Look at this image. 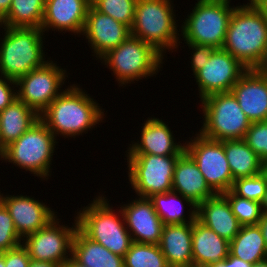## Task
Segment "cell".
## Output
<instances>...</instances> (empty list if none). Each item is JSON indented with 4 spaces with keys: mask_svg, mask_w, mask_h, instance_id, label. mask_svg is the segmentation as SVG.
<instances>
[{
    "mask_svg": "<svg viewBox=\"0 0 267 267\" xmlns=\"http://www.w3.org/2000/svg\"><path fill=\"white\" fill-rule=\"evenodd\" d=\"M232 94L251 123L267 121V78L248 69L233 85Z\"/></svg>",
    "mask_w": 267,
    "mask_h": 267,
    "instance_id": "ac0fdd59",
    "label": "cell"
},
{
    "mask_svg": "<svg viewBox=\"0 0 267 267\" xmlns=\"http://www.w3.org/2000/svg\"><path fill=\"white\" fill-rule=\"evenodd\" d=\"M189 48L194 50L192 53L191 58V66L193 70V74L195 75L200 69L203 68V66L206 64V62L209 60V57L214 47L210 45H204V44H190L186 43Z\"/></svg>",
    "mask_w": 267,
    "mask_h": 267,
    "instance_id": "74e56055",
    "label": "cell"
},
{
    "mask_svg": "<svg viewBox=\"0 0 267 267\" xmlns=\"http://www.w3.org/2000/svg\"><path fill=\"white\" fill-rule=\"evenodd\" d=\"M230 242L205 226L198 219L192 226L193 263L212 264L229 256Z\"/></svg>",
    "mask_w": 267,
    "mask_h": 267,
    "instance_id": "cb8c5ba5",
    "label": "cell"
},
{
    "mask_svg": "<svg viewBox=\"0 0 267 267\" xmlns=\"http://www.w3.org/2000/svg\"><path fill=\"white\" fill-rule=\"evenodd\" d=\"M229 267H252V264L229 254Z\"/></svg>",
    "mask_w": 267,
    "mask_h": 267,
    "instance_id": "60d3db41",
    "label": "cell"
},
{
    "mask_svg": "<svg viewBox=\"0 0 267 267\" xmlns=\"http://www.w3.org/2000/svg\"><path fill=\"white\" fill-rule=\"evenodd\" d=\"M231 190L237 196L261 203L267 191V173L263 170L257 175L234 180Z\"/></svg>",
    "mask_w": 267,
    "mask_h": 267,
    "instance_id": "836d02e7",
    "label": "cell"
},
{
    "mask_svg": "<svg viewBox=\"0 0 267 267\" xmlns=\"http://www.w3.org/2000/svg\"><path fill=\"white\" fill-rule=\"evenodd\" d=\"M149 200L152 202L156 213L164 225L193 223L197 219V206L190 199L173 190L166 193L154 194L149 197ZM182 201L186 202L191 209L188 220L183 214L185 207Z\"/></svg>",
    "mask_w": 267,
    "mask_h": 267,
    "instance_id": "f1b7e54d",
    "label": "cell"
},
{
    "mask_svg": "<svg viewBox=\"0 0 267 267\" xmlns=\"http://www.w3.org/2000/svg\"><path fill=\"white\" fill-rule=\"evenodd\" d=\"M234 180L251 177L264 170V163L244 139L222 140Z\"/></svg>",
    "mask_w": 267,
    "mask_h": 267,
    "instance_id": "4316f807",
    "label": "cell"
},
{
    "mask_svg": "<svg viewBox=\"0 0 267 267\" xmlns=\"http://www.w3.org/2000/svg\"><path fill=\"white\" fill-rule=\"evenodd\" d=\"M258 225L261 228L262 236L265 240V244L267 247V214H265V213L262 214V218L259 221Z\"/></svg>",
    "mask_w": 267,
    "mask_h": 267,
    "instance_id": "ee69618b",
    "label": "cell"
},
{
    "mask_svg": "<svg viewBox=\"0 0 267 267\" xmlns=\"http://www.w3.org/2000/svg\"><path fill=\"white\" fill-rule=\"evenodd\" d=\"M200 101L204 121L199 133L203 137L216 141L244 139L251 122L232 92L214 93Z\"/></svg>",
    "mask_w": 267,
    "mask_h": 267,
    "instance_id": "ba28073f",
    "label": "cell"
},
{
    "mask_svg": "<svg viewBox=\"0 0 267 267\" xmlns=\"http://www.w3.org/2000/svg\"><path fill=\"white\" fill-rule=\"evenodd\" d=\"M261 209H262V213L267 214V191H266V194L264 195V198L261 202Z\"/></svg>",
    "mask_w": 267,
    "mask_h": 267,
    "instance_id": "c3c4849f",
    "label": "cell"
},
{
    "mask_svg": "<svg viewBox=\"0 0 267 267\" xmlns=\"http://www.w3.org/2000/svg\"><path fill=\"white\" fill-rule=\"evenodd\" d=\"M90 4L91 0H45L42 31L51 28L54 31L65 30L80 35L84 29Z\"/></svg>",
    "mask_w": 267,
    "mask_h": 267,
    "instance_id": "d6986e66",
    "label": "cell"
},
{
    "mask_svg": "<svg viewBox=\"0 0 267 267\" xmlns=\"http://www.w3.org/2000/svg\"><path fill=\"white\" fill-rule=\"evenodd\" d=\"M12 0H0V22L4 16L8 13L11 7Z\"/></svg>",
    "mask_w": 267,
    "mask_h": 267,
    "instance_id": "b9f144b4",
    "label": "cell"
},
{
    "mask_svg": "<svg viewBox=\"0 0 267 267\" xmlns=\"http://www.w3.org/2000/svg\"><path fill=\"white\" fill-rule=\"evenodd\" d=\"M211 265L212 267H229V256L225 258L223 261L212 263Z\"/></svg>",
    "mask_w": 267,
    "mask_h": 267,
    "instance_id": "7dc6e473",
    "label": "cell"
},
{
    "mask_svg": "<svg viewBox=\"0 0 267 267\" xmlns=\"http://www.w3.org/2000/svg\"><path fill=\"white\" fill-rule=\"evenodd\" d=\"M0 267H5L3 252L0 253Z\"/></svg>",
    "mask_w": 267,
    "mask_h": 267,
    "instance_id": "816d5d0a",
    "label": "cell"
},
{
    "mask_svg": "<svg viewBox=\"0 0 267 267\" xmlns=\"http://www.w3.org/2000/svg\"><path fill=\"white\" fill-rule=\"evenodd\" d=\"M88 39L97 59L117 47L131 35V28L100 11L92 4L87 10L82 35Z\"/></svg>",
    "mask_w": 267,
    "mask_h": 267,
    "instance_id": "9a60e30c",
    "label": "cell"
},
{
    "mask_svg": "<svg viewBox=\"0 0 267 267\" xmlns=\"http://www.w3.org/2000/svg\"><path fill=\"white\" fill-rule=\"evenodd\" d=\"M44 11L45 0H12L1 27L41 28Z\"/></svg>",
    "mask_w": 267,
    "mask_h": 267,
    "instance_id": "f546056e",
    "label": "cell"
},
{
    "mask_svg": "<svg viewBox=\"0 0 267 267\" xmlns=\"http://www.w3.org/2000/svg\"><path fill=\"white\" fill-rule=\"evenodd\" d=\"M29 267H62L60 264L52 263L49 261H36L31 260Z\"/></svg>",
    "mask_w": 267,
    "mask_h": 267,
    "instance_id": "7bdbcfd3",
    "label": "cell"
},
{
    "mask_svg": "<svg viewBox=\"0 0 267 267\" xmlns=\"http://www.w3.org/2000/svg\"><path fill=\"white\" fill-rule=\"evenodd\" d=\"M163 56L153 46L130 35L100 60L112 69L121 86L158 73ZM157 72V73H156Z\"/></svg>",
    "mask_w": 267,
    "mask_h": 267,
    "instance_id": "8992f818",
    "label": "cell"
},
{
    "mask_svg": "<svg viewBox=\"0 0 267 267\" xmlns=\"http://www.w3.org/2000/svg\"><path fill=\"white\" fill-rule=\"evenodd\" d=\"M125 267H169L160 246L132 242L124 257Z\"/></svg>",
    "mask_w": 267,
    "mask_h": 267,
    "instance_id": "4dcf8cb0",
    "label": "cell"
},
{
    "mask_svg": "<svg viewBox=\"0 0 267 267\" xmlns=\"http://www.w3.org/2000/svg\"><path fill=\"white\" fill-rule=\"evenodd\" d=\"M56 137L39 119L20 138L0 152V159L13 163L40 178L49 177Z\"/></svg>",
    "mask_w": 267,
    "mask_h": 267,
    "instance_id": "52a82bcc",
    "label": "cell"
},
{
    "mask_svg": "<svg viewBox=\"0 0 267 267\" xmlns=\"http://www.w3.org/2000/svg\"><path fill=\"white\" fill-rule=\"evenodd\" d=\"M253 70L257 74L267 78V47H266L265 51L263 52V55H262L260 61L255 65Z\"/></svg>",
    "mask_w": 267,
    "mask_h": 267,
    "instance_id": "ab89813d",
    "label": "cell"
},
{
    "mask_svg": "<svg viewBox=\"0 0 267 267\" xmlns=\"http://www.w3.org/2000/svg\"><path fill=\"white\" fill-rule=\"evenodd\" d=\"M14 85L16 86V81L0 77V112L17 99V90L11 89L15 87Z\"/></svg>",
    "mask_w": 267,
    "mask_h": 267,
    "instance_id": "f35d334b",
    "label": "cell"
},
{
    "mask_svg": "<svg viewBox=\"0 0 267 267\" xmlns=\"http://www.w3.org/2000/svg\"><path fill=\"white\" fill-rule=\"evenodd\" d=\"M120 208L133 242L160 244L164 224L149 198H135Z\"/></svg>",
    "mask_w": 267,
    "mask_h": 267,
    "instance_id": "e0dca14e",
    "label": "cell"
},
{
    "mask_svg": "<svg viewBox=\"0 0 267 267\" xmlns=\"http://www.w3.org/2000/svg\"><path fill=\"white\" fill-rule=\"evenodd\" d=\"M197 219L229 242L241 227L222 193L215 194L197 206Z\"/></svg>",
    "mask_w": 267,
    "mask_h": 267,
    "instance_id": "44dd1931",
    "label": "cell"
},
{
    "mask_svg": "<svg viewBox=\"0 0 267 267\" xmlns=\"http://www.w3.org/2000/svg\"><path fill=\"white\" fill-rule=\"evenodd\" d=\"M3 256L5 267H29L31 261L26 248L22 244L3 252Z\"/></svg>",
    "mask_w": 267,
    "mask_h": 267,
    "instance_id": "8d00e7d4",
    "label": "cell"
},
{
    "mask_svg": "<svg viewBox=\"0 0 267 267\" xmlns=\"http://www.w3.org/2000/svg\"><path fill=\"white\" fill-rule=\"evenodd\" d=\"M137 0H91V4L100 12L132 27Z\"/></svg>",
    "mask_w": 267,
    "mask_h": 267,
    "instance_id": "d6a6232c",
    "label": "cell"
},
{
    "mask_svg": "<svg viewBox=\"0 0 267 267\" xmlns=\"http://www.w3.org/2000/svg\"><path fill=\"white\" fill-rule=\"evenodd\" d=\"M244 141L265 164L267 162V121L251 123Z\"/></svg>",
    "mask_w": 267,
    "mask_h": 267,
    "instance_id": "d590c367",
    "label": "cell"
},
{
    "mask_svg": "<svg viewBox=\"0 0 267 267\" xmlns=\"http://www.w3.org/2000/svg\"><path fill=\"white\" fill-rule=\"evenodd\" d=\"M172 190L190 199L196 206L216 194L206 183L197 164L186 152L175 164Z\"/></svg>",
    "mask_w": 267,
    "mask_h": 267,
    "instance_id": "7402d4cb",
    "label": "cell"
},
{
    "mask_svg": "<svg viewBox=\"0 0 267 267\" xmlns=\"http://www.w3.org/2000/svg\"><path fill=\"white\" fill-rule=\"evenodd\" d=\"M66 72L52 60H47L43 66L16 81V87L19 88L17 98L40 116L63 92L60 88L64 85Z\"/></svg>",
    "mask_w": 267,
    "mask_h": 267,
    "instance_id": "8fae6325",
    "label": "cell"
},
{
    "mask_svg": "<svg viewBox=\"0 0 267 267\" xmlns=\"http://www.w3.org/2000/svg\"><path fill=\"white\" fill-rule=\"evenodd\" d=\"M248 70L223 48H215L209 60L196 74L200 99L214 94L231 92L233 85Z\"/></svg>",
    "mask_w": 267,
    "mask_h": 267,
    "instance_id": "5bb4252c",
    "label": "cell"
},
{
    "mask_svg": "<svg viewBox=\"0 0 267 267\" xmlns=\"http://www.w3.org/2000/svg\"><path fill=\"white\" fill-rule=\"evenodd\" d=\"M141 128V141L132 142L127 150L128 154L170 156L185 152V144L176 143L168 124L159 118L148 117Z\"/></svg>",
    "mask_w": 267,
    "mask_h": 267,
    "instance_id": "ffe728a7",
    "label": "cell"
},
{
    "mask_svg": "<svg viewBox=\"0 0 267 267\" xmlns=\"http://www.w3.org/2000/svg\"><path fill=\"white\" fill-rule=\"evenodd\" d=\"M71 256L86 267H125L124 257L92 241L79 229L73 237Z\"/></svg>",
    "mask_w": 267,
    "mask_h": 267,
    "instance_id": "484cf974",
    "label": "cell"
},
{
    "mask_svg": "<svg viewBox=\"0 0 267 267\" xmlns=\"http://www.w3.org/2000/svg\"><path fill=\"white\" fill-rule=\"evenodd\" d=\"M192 226L193 223L163 226L159 246L169 267H188L193 263Z\"/></svg>",
    "mask_w": 267,
    "mask_h": 267,
    "instance_id": "603a6c76",
    "label": "cell"
},
{
    "mask_svg": "<svg viewBox=\"0 0 267 267\" xmlns=\"http://www.w3.org/2000/svg\"><path fill=\"white\" fill-rule=\"evenodd\" d=\"M58 220L56 216L45 227L22 239L24 240L22 245L26 248L31 260L63 265L70 258L78 222L74 219L75 223L71 228L60 225Z\"/></svg>",
    "mask_w": 267,
    "mask_h": 267,
    "instance_id": "4fadbf2b",
    "label": "cell"
},
{
    "mask_svg": "<svg viewBox=\"0 0 267 267\" xmlns=\"http://www.w3.org/2000/svg\"><path fill=\"white\" fill-rule=\"evenodd\" d=\"M229 254L254 264L267 259V247L258 224L241 226L230 241Z\"/></svg>",
    "mask_w": 267,
    "mask_h": 267,
    "instance_id": "83f0119b",
    "label": "cell"
},
{
    "mask_svg": "<svg viewBox=\"0 0 267 267\" xmlns=\"http://www.w3.org/2000/svg\"><path fill=\"white\" fill-rule=\"evenodd\" d=\"M40 116L18 98L0 112V152L20 138Z\"/></svg>",
    "mask_w": 267,
    "mask_h": 267,
    "instance_id": "d4e9b609",
    "label": "cell"
},
{
    "mask_svg": "<svg viewBox=\"0 0 267 267\" xmlns=\"http://www.w3.org/2000/svg\"><path fill=\"white\" fill-rule=\"evenodd\" d=\"M264 171L267 173V162L264 164Z\"/></svg>",
    "mask_w": 267,
    "mask_h": 267,
    "instance_id": "f5cc1de1",
    "label": "cell"
},
{
    "mask_svg": "<svg viewBox=\"0 0 267 267\" xmlns=\"http://www.w3.org/2000/svg\"><path fill=\"white\" fill-rule=\"evenodd\" d=\"M0 44V76L17 81L47 61L43 52L41 28L3 27Z\"/></svg>",
    "mask_w": 267,
    "mask_h": 267,
    "instance_id": "277c9868",
    "label": "cell"
},
{
    "mask_svg": "<svg viewBox=\"0 0 267 267\" xmlns=\"http://www.w3.org/2000/svg\"><path fill=\"white\" fill-rule=\"evenodd\" d=\"M234 9L230 0H197L181 26L185 43L222 48Z\"/></svg>",
    "mask_w": 267,
    "mask_h": 267,
    "instance_id": "9c48e42d",
    "label": "cell"
},
{
    "mask_svg": "<svg viewBox=\"0 0 267 267\" xmlns=\"http://www.w3.org/2000/svg\"><path fill=\"white\" fill-rule=\"evenodd\" d=\"M104 196H97L90 206L78 212V229L92 241L101 244L113 254L125 257L132 241L131 235L125 225L122 210L119 217L110 207Z\"/></svg>",
    "mask_w": 267,
    "mask_h": 267,
    "instance_id": "3957f363",
    "label": "cell"
},
{
    "mask_svg": "<svg viewBox=\"0 0 267 267\" xmlns=\"http://www.w3.org/2000/svg\"><path fill=\"white\" fill-rule=\"evenodd\" d=\"M88 95L73 84L46 108L40 119L55 137L82 135L104 119L99 104Z\"/></svg>",
    "mask_w": 267,
    "mask_h": 267,
    "instance_id": "6da1fadb",
    "label": "cell"
},
{
    "mask_svg": "<svg viewBox=\"0 0 267 267\" xmlns=\"http://www.w3.org/2000/svg\"><path fill=\"white\" fill-rule=\"evenodd\" d=\"M171 0H137L131 35L153 46L162 55L163 51L178 47L175 14ZM178 33V34H177ZM178 42V43H177Z\"/></svg>",
    "mask_w": 267,
    "mask_h": 267,
    "instance_id": "5b68a950",
    "label": "cell"
},
{
    "mask_svg": "<svg viewBox=\"0 0 267 267\" xmlns=\"http://www.w3.org/2000/svg\"><path fill=\"white\" fill-rule=\"evenodd\" d=\"M188 267H212V265L211 264L192 263Z\"/></svg>",
    "mask_w": 267,
    "mask_h": 267,
    "instance_id": "f907efd6",
    "label": "cell"
},
{
    "mask_svg": "<svg viewBox=\"0 0 267 267\" xmlns=\"http://www.w3.org/2000/svg\"><path fill=\"white\" fill-rule=\"evenodd\" d=\"M21 241L8 209L0 201V253L17 247Z\"/></svg>",
    "mask_w": 267,
    "mask_h": 267,
    "instance_id": "e575fe53",
    "label": "cell"
},
{
    "mask_svg": "<svg viewBox=\"0 0 267 267\" xmlns=\"http://www.w3.org/2000/svg\"><path fill=\"white\" fill-rule=\"evenodd\" d=\"M185 152L197 164L206 183L216 194L231 190L234 179L222 141L205 138L198 132L185 145Z\"/></svg>",
    "mask_w": 267,
    "mask_h": 267,
    "instance_id": "7c38bea8",
    "label": "cell"
},
{
    "mask_svg": "<svg viewBox=\"0 0 267 267\" xmlns=\"http://www.w3.org/2000/svg\"><path fill=\"white\" fill-rule=\"evenodd\" d=\"M62 267H86L78 261H76L72 256L62 265Z\"/></svg>",
    "mask_w": 267,
    "mask_h": 267,
    "instance_id": "bcb514c9",
    "label": "cell"
},
{
    "mask_svg": "<svg viewBox=\"0 0 267 267\" xmlns=\"http://www.w3.org/2000/svg\"><path fill=\"white\" fill-rule=\"evenodd\" d=\"M252 267H267V259L252 264Z\"/></svg>",
    "mask_w": 267,
    "mask_h": 267,
    "instance_id": "681fc988",
    "label": "cell"
},
{
    "mask_svg": "<svg viewBox=\"0 0 267 267\" xmlns=\"http://www.w3.org/2000/svg\"><path fill=\"white\" fill-rule=\"evenodd\" d=\"M0 201L8 209L15 229L23 239L45 227L57 215L45 203L23 195H1Z\"/></svg>",
    "mask_w": 267,
    "mask_h": 267,
    "instance_id": "2e32d148",
    "label": "cell"
},
{
    "mask_svg": "<svg viewBox=\"0 0 267 267\" xmlns=\"http://www.w3.org/2000/svg\"><path fill=\"white\" fill-rule=\"evenodd\" d=\"M241 226L256 225L262 218L261 203L237 196L232 190L222 193Z\"/></svg>",
    "mask_w": 267,
    "mask_h": 267,
    "instance_id": "1f68e13d",
    "label": "cell"
},
{
    "mask_svg": "<svg viewBox=\"0 0 267 267\" xmlns=\"http://www.w3.org/2000/svg\"><path fill=\"white\" fill-rule=\"evenodd\" d=\"M267 47V22L262 11L250 0L236 6L231 14L222 48L248 69L260 61Z\"/></svg>",
    "mask_w": 267,
    "mask_h": 267,
    "instance_id": "7a4b0ae2",
    "label": "cell"
},
{
    "mask_svg": "<svg viewBox=\"0 0 267 267\" xmlns=\"http://www.w3.org/2000/svg\"><path fill=\"white\" fill-rule=\"evenodd\" d=\"M181 155L127 154L128 179L141 198L172 191L175 164Z\"/></svg>",
    "mask_w": 267,
    "mask_h": 267,
    "instance_id": "30bf717a",
    "label": "cell"
},
{
    "mask_svg": "<svg viewBox=\"0 0 267 267\" xmlns=\"http://www.w3.org/2000/svg\"><path fill=\"white\" fill-rule=\"evenodd\" d=\"M257 7L262 11L267 22V0H252Z\"/></svg>",
    "mask_w": 267,
    "mask_h": 267,
    "instance_id": "f6af8a7d",
    "label": "cell"
}]
</instances>
